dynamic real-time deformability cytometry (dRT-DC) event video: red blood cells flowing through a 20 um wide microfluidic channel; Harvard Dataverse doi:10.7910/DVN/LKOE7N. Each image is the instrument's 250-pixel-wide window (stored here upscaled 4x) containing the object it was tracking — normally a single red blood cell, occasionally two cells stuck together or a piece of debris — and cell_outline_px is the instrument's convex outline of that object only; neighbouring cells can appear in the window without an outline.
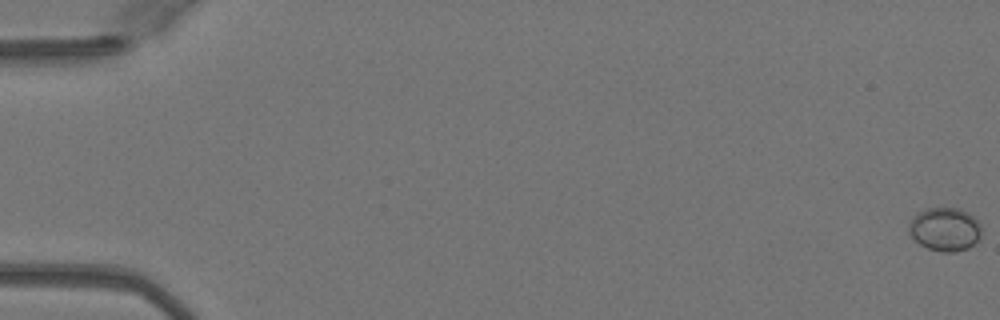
{"species": "Egyptian fruit bat (a non-hibernating species)", "species_latin": "Rousettus aegyptiacus", "temperature_condition": "warm", "stored_images_in_passage": 52, "camera_frame_rate_fps": 3000, "um_per_image_px": 0.085, "animal": {"sex": "female"}, "frame": {"image": 1, "passage_image": 1, "time_ms": 0.0, "image_size_px": [1000, 320], "cell_outline_px": [[980, 236], [968, 248], [952, 252], [940, 252], [928, 248], [920, 244], [908, 232], [908, 224], [912, 216], [928, 208], [960, 208], [968, 212], [980, 224]], "centroid_in_image_um": [80.29, 19.48], "position_along_channel_um": 4.7, "area_um2": 18.26}}
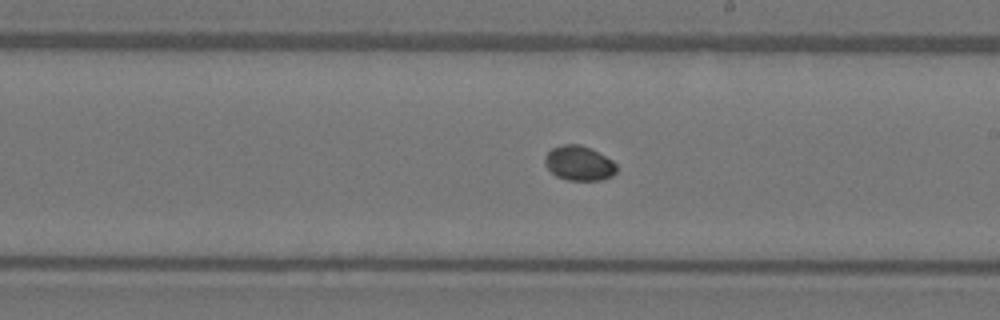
{"frame": {"image": 2, "passage_image": 31, "time_ms": 10.0, "image_size_px": [1000, 320], "cell_outline_px": [[616, 172], [612, 176], [600, 180], [568, 180], [556, 176], [544, 164], [544, 156], [552, 148], [564, 144], [580, 144], [592, 148], [612, 160], [616, 164]], "centroid_in_image_um": [49.21, 13.86], "position_along_channel_um": 239.8, "area_um2": 14.57}}
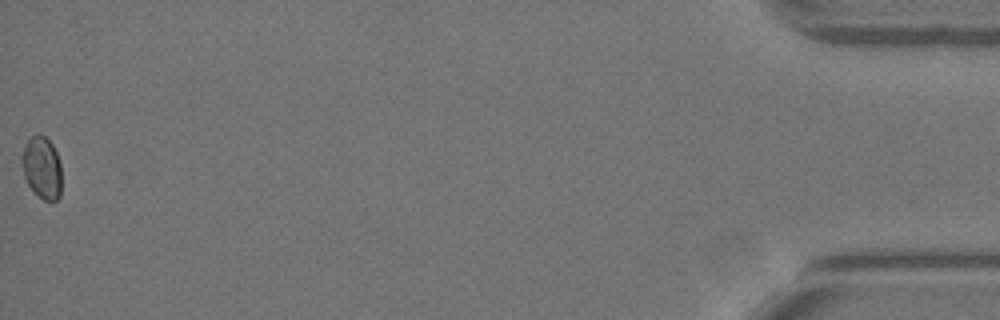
{"frame": {"image": 3, "passage_image": 52, "time_ms": 17.0, "image_size_px": [1000, 320], "cell_outline_px": [[60, 196], [56, 200], [44, 200], [28, 184], [24, 176], [20, 160], [20, 156], [28, 140], [32, 136], [40, 132], [52, 144], [56, 152], [60, 164]], "centroid_in_image_um": [3.54, 14.21], "position_along_channel_um": 431.7, "area_um2": 14.22}}